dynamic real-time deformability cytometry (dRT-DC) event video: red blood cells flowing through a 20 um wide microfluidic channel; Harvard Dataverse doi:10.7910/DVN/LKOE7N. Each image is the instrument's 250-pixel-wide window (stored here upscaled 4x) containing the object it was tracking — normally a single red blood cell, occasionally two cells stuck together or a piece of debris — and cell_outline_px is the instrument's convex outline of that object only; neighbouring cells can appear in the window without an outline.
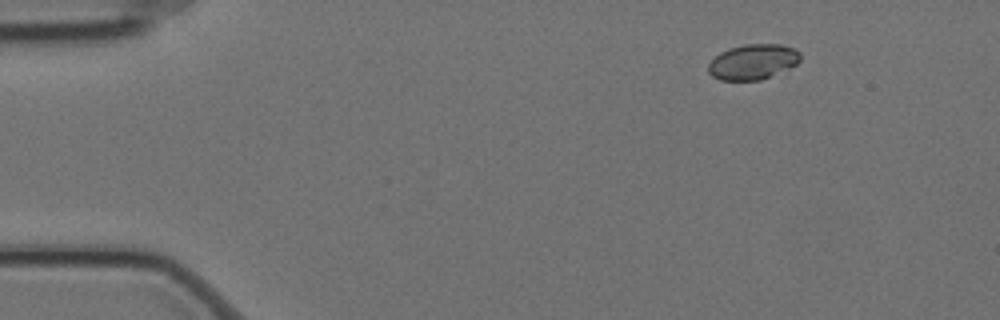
{"species": "Egyptian fruit bat (a non-hibernating species)", "species_latin": "Rousettus aegyptiacus", "temperature_condition": "cold", "stored_images_in_passage": 4, "camera_frame_rate_fps": 3000, "um_per_image_px": 0.085, "animal": {"sex": "female"}, "frame": {"image": 1, "passage_image": 1, "time_ms": 0.0, "image_size_px": [1000, 320], "cell_outline_px": [[800, 60], [796, 64], [788, 68], [760, 80], [720, 80], [712, 76], [708, 72], [708, 64], [720, 52], [728, 48], [744, 44], [780, 44], [796, 48], [800, 52]], "centroid_in_image_um": [63.99, 5.24], "position_along_channel_um": 21.0, "area_um2": 18.9}}
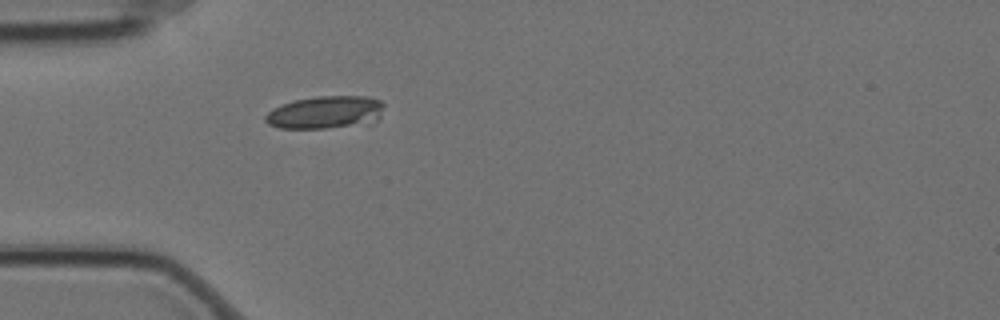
{"frame": {"image": 2, "passage_image": 4, "time_ms": 1.0, "image_size_px": [1000, 320], "cell_outline_px": [[384, 104], [380, 116], [376, 120], [324, 128], [280, 128], [268, 124], [264, 120], [264, 116], [272, 108], [292, 100], [316, 96], [368, 96], [380, 100]], "centroid_in_image_um": [27.59, 9.52], "position_along_channel_um": 57.4, "area_um2": 22.31}}